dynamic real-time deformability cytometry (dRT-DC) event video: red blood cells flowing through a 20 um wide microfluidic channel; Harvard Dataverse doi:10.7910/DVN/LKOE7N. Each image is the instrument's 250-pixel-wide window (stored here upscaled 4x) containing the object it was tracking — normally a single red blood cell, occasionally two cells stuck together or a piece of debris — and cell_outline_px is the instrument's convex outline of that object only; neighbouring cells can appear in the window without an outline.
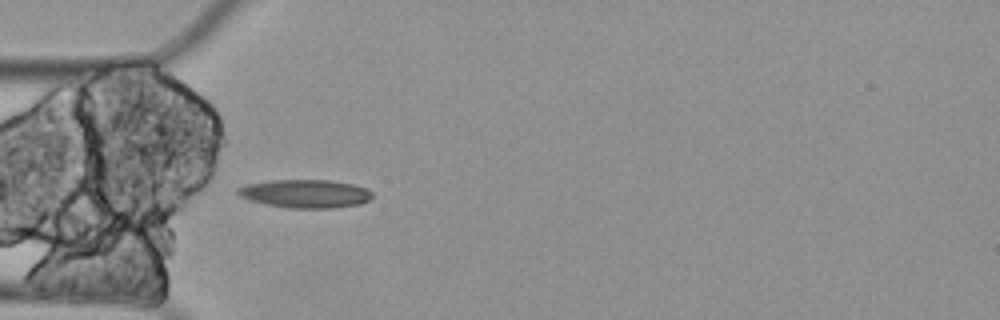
{"species": "Egyptian fruit bat (a non-hibernating species)", "species_latin": "Rousettus aegyptiacus", "temperature_condition": "cold", "stored_images_in_passage": 5, "camera_frame_rate_fps": 3000, "um_per_image_px": 0.085, "animal": {"sex": "female"}, "frame": {"image": 1, "passage_image": 5, "time_ms": 1.333, "image_size_px": [1000, 320], "cell_outline_px": [[372, 196], [368, 200], [360, 204], [332, 208], [288, 208], [264, 204], [248, 200], [240, 196], [236, 192], [236, 188], [248, 184], [272, 180], [328, 180], [352, 184], [368, 188], [372, 192]], "centroid_in_image_um": [25.93, 16.46], "position_along_channel_um": 59.1, "area_um2": 22.25}}